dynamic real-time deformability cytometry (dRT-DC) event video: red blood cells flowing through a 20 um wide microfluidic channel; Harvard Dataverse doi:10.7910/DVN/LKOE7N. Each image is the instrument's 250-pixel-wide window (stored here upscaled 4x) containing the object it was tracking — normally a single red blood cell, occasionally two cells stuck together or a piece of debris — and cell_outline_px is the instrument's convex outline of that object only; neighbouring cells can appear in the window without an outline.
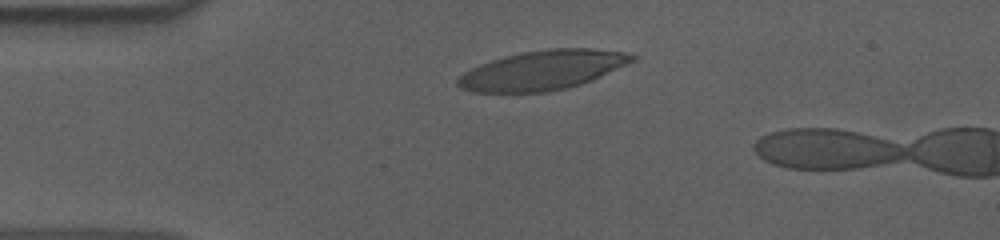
{"species": "human", "species_latin": "Homo sapiens", "temperature_condition": "cold", "stored_images_in_passage": 12, "camera_frame_rate_fps": 3000, "um_per_image_px": 0.085, "donor": {"sex": "male"}, "frame": {"image": 1, "passage_image": 9, "time_ms": 2.667, "image_size_px": [1000, 240], "cell_outline_px": [[640, 56], [636, 60], [628, 64], [592, 80], [580, 84], [548, 92], [472, 92], [460, 88], [456, 84], [456, 80], [464, 72], [480, 64], [504, 56], [524, 52], [552, 48], [592, 48], [624, 52]], "centroid_in_image_um": [46.14, 5.96], "position_along_channel_um": 38.9, "area_um2": 40.0}}